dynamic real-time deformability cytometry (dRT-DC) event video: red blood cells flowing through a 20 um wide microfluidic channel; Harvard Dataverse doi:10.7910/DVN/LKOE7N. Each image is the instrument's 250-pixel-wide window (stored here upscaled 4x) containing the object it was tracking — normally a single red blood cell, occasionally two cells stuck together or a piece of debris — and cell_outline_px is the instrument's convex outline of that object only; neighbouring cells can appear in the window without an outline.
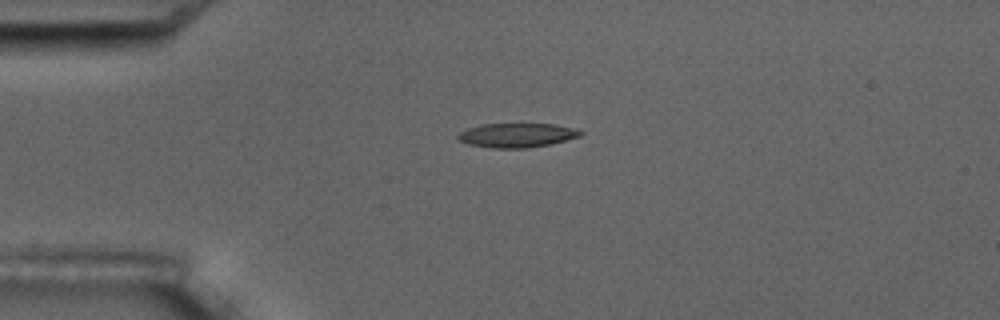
{"species": "common noctule bat (a hibernating species)", "species_latin": "Nyctalus noctula", "temperature_condition": "room temperature", "stored_images_in_passage": 2, "camera_frame_rate_fps": 3000, "um_per_image_px": 0.085, "animal": {"sex": "male", "body_mass_g": 17.5, "forearm_length_mm": 52.3}, "frame": {"image": 1, "passage_image": 1, "time_ms": 0.0, "image_size_px": [1000, 320], "cell_outline_px": [[584, 132], [580, 136], [548, 144], [528, 148], [492, 148], [468, 144], [460, 140], [456, 136], [460, 132], [468, 128], [480, 124], [556, 124], [572, 128]], "centroid_in_image_um": [43.9, 11.49], "position_along_channel_um": 41.1, "area_um2": 17.11}}